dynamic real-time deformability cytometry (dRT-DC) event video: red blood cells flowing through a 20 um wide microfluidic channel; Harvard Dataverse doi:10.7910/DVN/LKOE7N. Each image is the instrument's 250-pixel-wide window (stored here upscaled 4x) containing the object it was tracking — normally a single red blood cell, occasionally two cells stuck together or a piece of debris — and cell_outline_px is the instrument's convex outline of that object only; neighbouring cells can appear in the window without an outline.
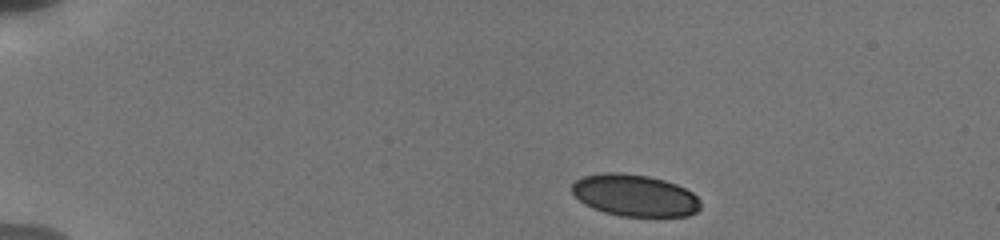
{"species": "human", "species_latin": "Homo sapiens", "temperature_condition": "cold", "stored_images_in_passage": 52, "camera_frame_rate_fps": 3000, "um_per_image_px": 0.085, "donor": {"sex": "male"}, "frame": {"image": 1, "passage_image": 1, "time_ms": 0.0, "image_size_px": [1000, 240], "cell_outline_px": [[700, 208], [696, 212], [688, 216], [620, 216], [604, 212], [592, 208], [584, 204], [572, 192], [572, 184], [580, 176], [600, 172], [620, 172], [648, 176], [664, 180], [676, 184], [692, 192], [700, 200]], "centroid_in_image_um": [53.93, 16.6], "position_along_channel_um": 31.1, "area_um2": 31.56}}
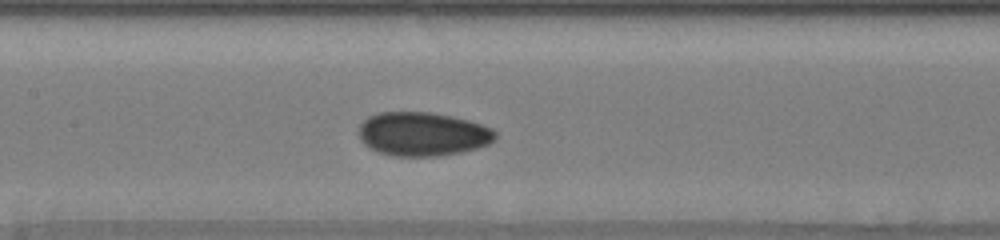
{"frame": {"image": 2, "passage_image": 19, "time_ms": 6.0, "image_size_px": [1000, 240], "cell_outline_px": [[496, 140], [488, 144], [476, 148], [460, 152], [440, 156], [396, 156], [380, 152], [368, 148], [360, 140], [360, 124], [368, 116], [380, 112], [432, 112], [452, 116], [468, 120], [492, 128], [496, 132]], "centroid_in_image_um": [35.93, 11.39], "position_along_channel_um": 171.5, "area_um2": 34.91}}
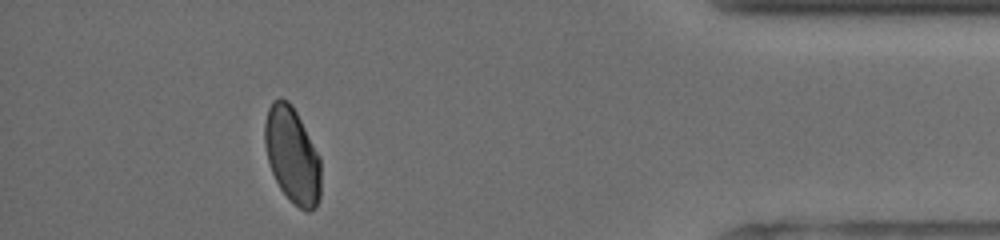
{"frame": {"image": 3, "passage_image": 46, "time_ms": 13.333, "image_size_px": [1000, 240], "cell_outline_px": [[320, 196], [316, 208], [308, 212], [304, 212], [280, 188], [272, 172], [268, 160], [264, 144], [264, 124], [268, 108], [272, 100], [280, 96], [288, 100], [292, 104], [320, 156]], "centroid_in_image_um": [24.84, 13.16], "position_along_channel_um": 410.4, "area_um2": 31.44}, "authors_computed_cell_mechanics": {"area_um2": 33.0038, "velocity_mm_per_s": 3.7903, "shape_relaxation_time_tau1_ms": 7.9427, "shape_relaxation_time_tau2_ms": 1.0616, "deformation_change_tau1": 0.1266, "deformation_change_tau2": 0.0361}}